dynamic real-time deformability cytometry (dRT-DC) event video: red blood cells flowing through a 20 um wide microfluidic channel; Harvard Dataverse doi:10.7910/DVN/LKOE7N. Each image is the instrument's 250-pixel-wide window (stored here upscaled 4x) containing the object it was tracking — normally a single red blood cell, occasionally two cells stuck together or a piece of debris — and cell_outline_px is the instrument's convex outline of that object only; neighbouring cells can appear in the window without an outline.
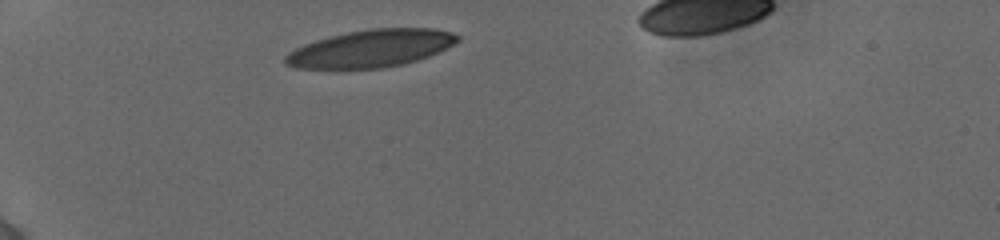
{"species": "human", "species_latin": "Homo sapiens", "temperature_condition": "cold", "stored_images_in_passage": 5, "camera_frame_rate_fps": 3000, "um_per_image_px": 0.085, "donor": {"sex": "female"}, "frame": {"image": 1, "passage_image": 1, "time_ms": 0.0, "image_size_px": [1000, 240], "cell_outline_px": [[460, 40], [440, 52], [404, 64], [384, 68], [296, 68], [284, 64], [284, 56], [288, 52], [304, 44], [316, 40], [348, 32], [368, 28], [436, 28], [452, 32], [460, 36]], "centroid_in_image_um": [31.56, 4.11], "position_along_channel_um": 53.4, "area_um2": 37.63}}
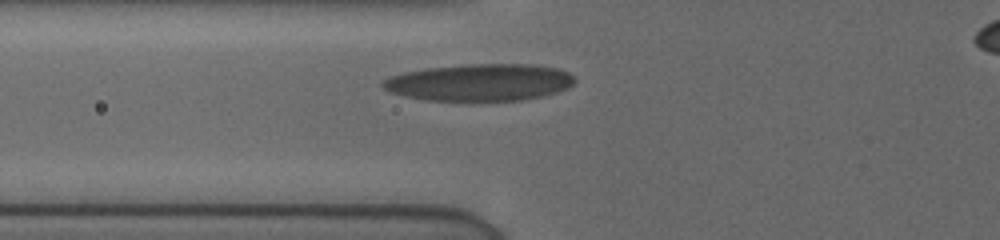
{"frame": {"image": 2, "passage_image": 4, "time_ms": 1.667, "image_size_px": [1000, 240], "cell_outline_px": [[576, 80], [568, 88], [556, 92], [540, 96], [520, 100], [428, 100], [404, 96], [392, 92], [384, 88], [380, 84], [384, 80], [392, 76], [404, 72], [424, 68], [460, 64], [532, 64], [556, 68], [568, 72]], "centroid_in_image_um": [40.77, 6.98], "position_along_channel_um": 85.0, "area_um2": 41.21}}